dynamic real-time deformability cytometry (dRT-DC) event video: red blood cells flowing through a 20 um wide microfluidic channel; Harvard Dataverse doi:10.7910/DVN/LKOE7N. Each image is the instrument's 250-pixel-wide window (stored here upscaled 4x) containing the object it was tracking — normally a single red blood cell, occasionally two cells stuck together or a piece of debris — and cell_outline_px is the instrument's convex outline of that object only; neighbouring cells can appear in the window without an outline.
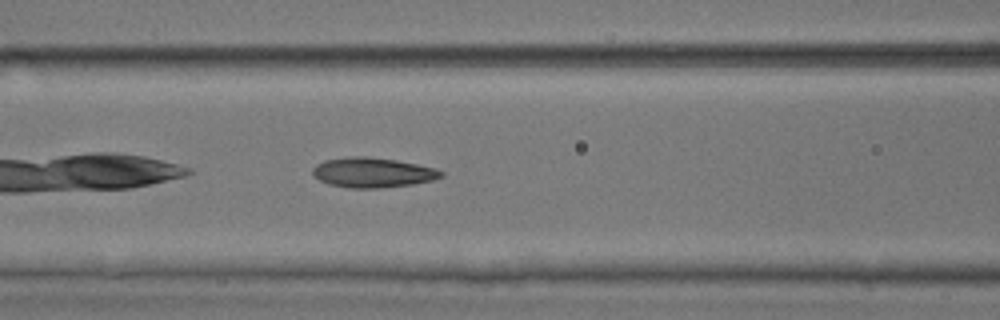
{"species": "common noctule bat (a hibernating species)", "species_latin": "Nyctalus noctula", "temperature_condition": "room temperature", "stored_images_in_passage": 33, "camera_frame_rate_fps": 3000, "um_per_image_px": 0.085, "animal": {"sex": "male", "body_mass_g": 17.9, "forearm_length_mm": 54.2}, "frame": {"image": 1, "passage_image": 6, "time_ms": 1.667, "image_size_px": [1000, 320], "cell_outline_px": [[444, 176], [432, 180], [412, 184], [376, 188], [348, 188], [328, 184], [312, 176], [312, 168], [316, 164], [324, 160], [352, 156], [364, 156], [396, 160], [436, 168], [444, 172]], "centroid_in_image_um": [31.65, 14.66], "position_along_channel_um": 135.0, "area_um2": 22.43}}
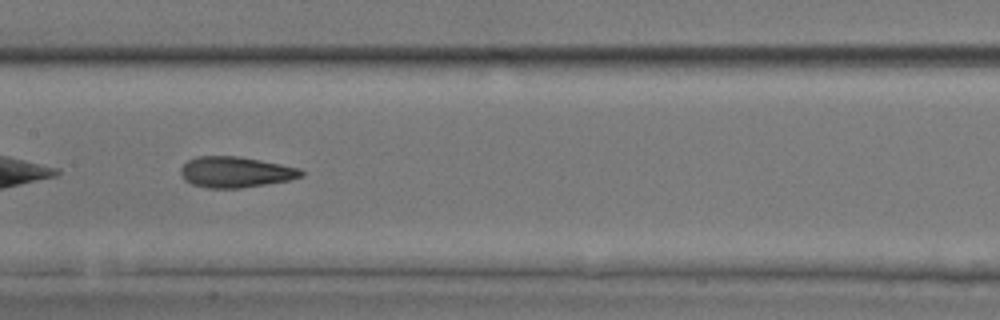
{"frame": {"image": 2, "passage_image": 10, "time_ms": 3.0, "image_size_px": [1000, 320], "cell_outline_px": [[304, 176], [288, 180], [240, 188], [208, 188], [192, 184], [184, 180], [180, 172], [180, 168], [188, 160], [196, 156], [240, 156], [300, 168], [304, 172]], "centroid_in_image_um": [20.0, 14.62], "position_along_channel_um": 187.4, "area_um2": 21.62}, "authors_computed_cell_mechanics": {"area_um2": 21.5594, "velocity_mm_per_s": 3.9499, "shape_relaxation_time_tau1_ms": 5.5369, "shape_relaxation_time_tau2_ms": 1.5952, "deformation_change_tau1": 0.1796, "deformation_change_tau2": 0.0886}}